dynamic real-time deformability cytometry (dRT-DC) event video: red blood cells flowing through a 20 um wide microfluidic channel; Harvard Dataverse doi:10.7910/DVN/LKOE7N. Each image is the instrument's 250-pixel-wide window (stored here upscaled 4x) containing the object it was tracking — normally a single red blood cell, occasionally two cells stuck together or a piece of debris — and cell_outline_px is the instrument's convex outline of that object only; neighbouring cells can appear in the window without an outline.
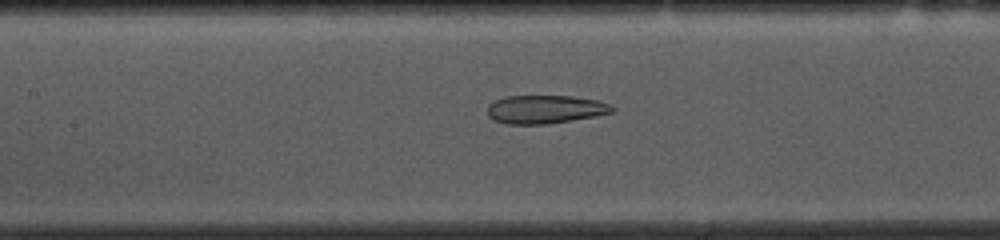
{"species": "common noctule bat (a hibernating species)", "species_latin": "Nyctalus noctula", "temperature_condition": "cold", "stored_images_in_passage": 51, "camera_frame_rate_fps": 3000, "um_per_image_px": 0.085, "animal": {"sex": "female", "body_mass_g": 10.0, "forearm_length_mm": 53.1}, "frame": {"image": 1, "passage_image": 21, "time_ms": 6.667, "image_size_px": [1000, 240], "cell_outline_px": [[616, 108], [612, 112], [596, 116], [572, 120], [544, 124], [508, 124], [496, 120], [488, 116], [488, 104], [504, 96], [572, 96], [600, 100]], "centroid_in_image_um": [46.36, 9.28], "position_along_channel_um": 161.0, "area_um2": 20.58}}
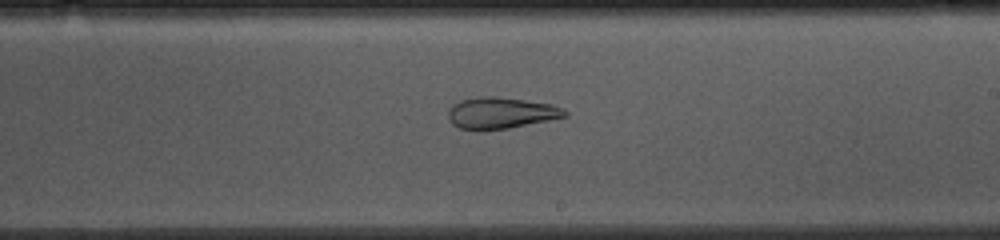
{"frame": {"image": 2, "passage_image": 28, "time_ms": 9.0, "image_size_px": [1000, 240], "cell_outline_px": [[568, 116], [508, 128], [484, 132], [480, 132], [460, 128], [452, 124], [448, 120], [448, 108], [452, 104], [460, 100], [480, 96], [496, 96], [552, 104], [564, 108], [568, 112]], "centroid_in_image_um": [42.53, 9.62], "position_along_channel_um": 246.5, "area_um2": 21.79}}
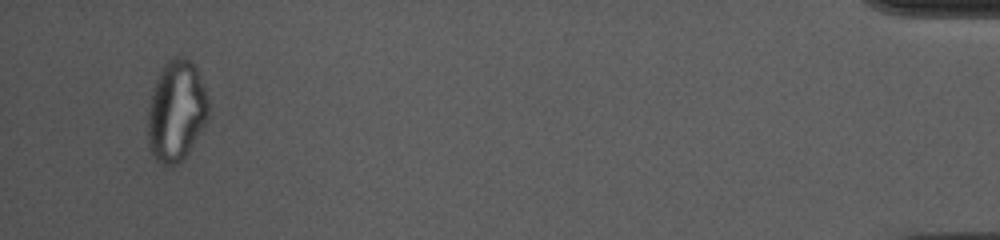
{"frame": {"image": 3, "passage_image": 49, "time_ms": 16.0, "image_size_px": [1000, 240], "cell_outline_px": [[208, 116], [204, 124], [188, 152], [176, 164], [160, 164], [156, 160], [152, 152], [148, 140], [148, 104], [156, 80], [164, 64], [168, 60], [176, 56], [184, 56], [196, 68], [208, 96]], "centroid_in_image_um": [14.97, 9.4], "position_along_channel_um": 420.2, "area_um2": 35.14}, "authors_computed_cell_mechanics": {"area_um2": 26.9348, "velocity_mm_per_s": 3.6752, "shape_relaxation_time_tau1_ms": null, "shape_relaxation_time_tau2_ms": 2.2357, "deformation_change_tau1": null, "deformation_change_tau2": 0.1043}}